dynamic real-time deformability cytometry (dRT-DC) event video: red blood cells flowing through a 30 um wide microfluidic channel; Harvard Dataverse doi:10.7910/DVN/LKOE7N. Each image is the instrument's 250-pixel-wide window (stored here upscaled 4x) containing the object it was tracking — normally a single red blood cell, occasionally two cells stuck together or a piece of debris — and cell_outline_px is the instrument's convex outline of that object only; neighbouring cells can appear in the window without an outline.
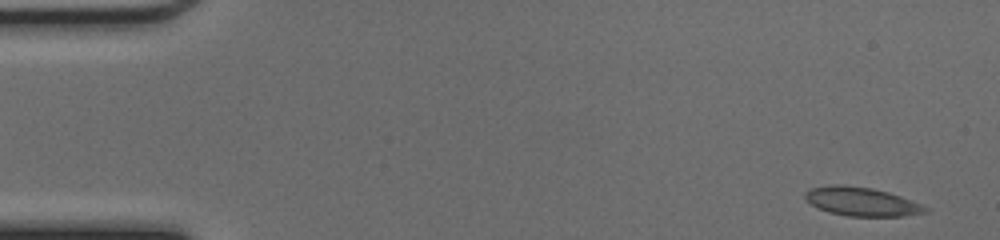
{"species": "common noctule bat (a hibernating species)", "species_latin": "Nyctalus noctula", "temperature_condition": "cold", "stored_images_in_passage": 47, "camera_frame_rate_fps": 3000, "um_per_image_px": 0.085, "animal": {"sex": "female", "body_mass_g": 17.0, "forearm_length_mm": 48.0}, "frame": {"image": 1, "passage_image": 1, "time_ms": 0.0, "image_size_px": [1000, 240], "cell_outline_px": [[928, 212], [904, 216], [848, 216], [828, 212], [804, 200], [804, 192], [812, 188], [832, 184], [840, 184], [872, 188], [888, 192], [900, 196], [920, 204], [928, 208]], "centroid_in_image_um": [73.21, 17.13], "position_along_channel_um": 11.8, "area_um2": 20.06}}
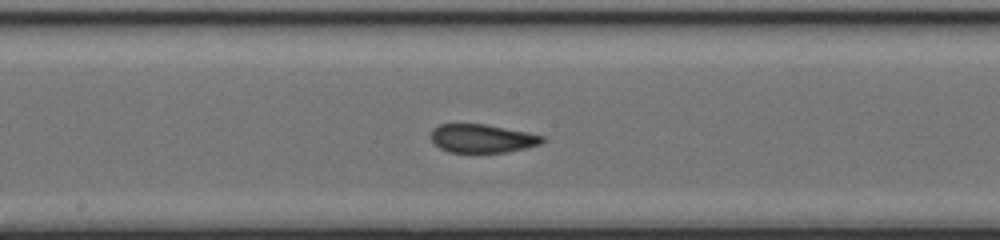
{"frame": {"image": 2, "passage_image": 24, "time_ms": 7.667, "image_size_px": [1000, 240], "cell_outline_px": [[544, 140], [540, 144], [508, 152], [448, 152], [440, 148], [432, 140], [432, 128], [440, 124], [484, 124], [528, 132], [544, 136]], "centroid_in_image_um": [40.99, 11.76], "position_along_channel_um": 207.2, "area_um2": 18.32}}
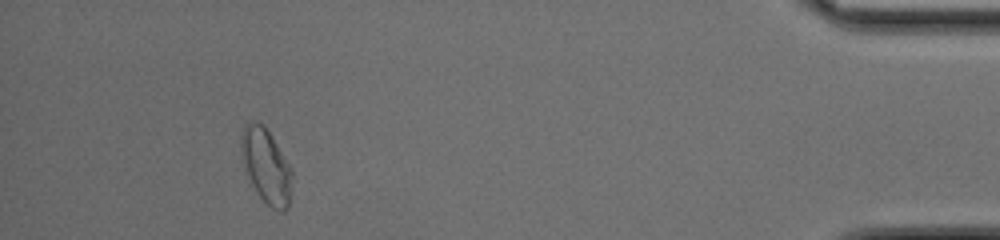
{"frame": {"image": 3, "passage_image": 43, "time_ms": 14.0, "image_size_px": [1000, 240], "cell_outline_px": [[292, 176], [288, 208], [284, 212], [280, 212], [272, 208], [256, 192], [244, 172], [240, 152], [240, 136], [244, 124], [248, 120], [252, 120], [264, 124], [272, 136], [288, 164], [292, 172]], "centroid_in_image_um": [22.57, 14.07], "position_along_channel_um": 412.6, "area_um2": 22.43}, "authors_computed_cell_mechanics": {"area_um2": 19.5942, "velocity_mm_per_s": 4.2581, "shape_relaxation_time_tau1_ms": null, "shape_relaxation_time_tau2_ms": 1.8468, "deformation_change_tau1": null, "deformation_change_tau2": 0.0573}}